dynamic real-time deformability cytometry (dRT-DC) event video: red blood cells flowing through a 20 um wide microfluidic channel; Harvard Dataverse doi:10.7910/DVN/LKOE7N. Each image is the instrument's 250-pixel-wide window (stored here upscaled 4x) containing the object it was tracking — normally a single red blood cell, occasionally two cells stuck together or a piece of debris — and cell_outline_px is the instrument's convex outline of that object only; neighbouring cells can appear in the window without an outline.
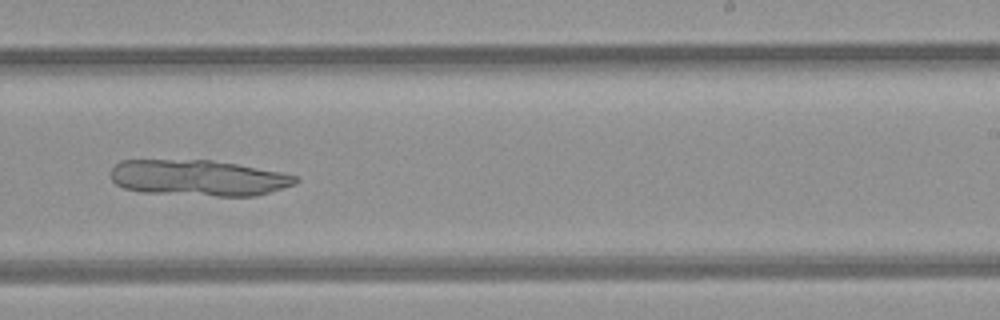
{"species": "common noctule bat (a hibernating species)", "species_latin": "Nyctalus noctula", "temperature_condition": "room temperature", "stored_images_in_passage": 9, "camera_frame_rate_fps": 3000, "um_per_image_px": 0.085, "animal": {"sex": "female", "body_mass_g": 21.9}, "frame": {"image": 1, "passage_image": 8, "time_ms": 8.0, "image_size_px": [1000, 320], "cell_outline_px": [[300, 180], [296, 184], [256, 196], [216, 196], [140, 192], [124, 188], [116, 184], [108, 176], [108, 172], [120, 160], [212, 160], [236, 164], [280, 172], [296, 176]], "centroid_in_image_um": [16.82, 15.12], "position_along_channel_um": 272.2, "area_um2": 38.96}}
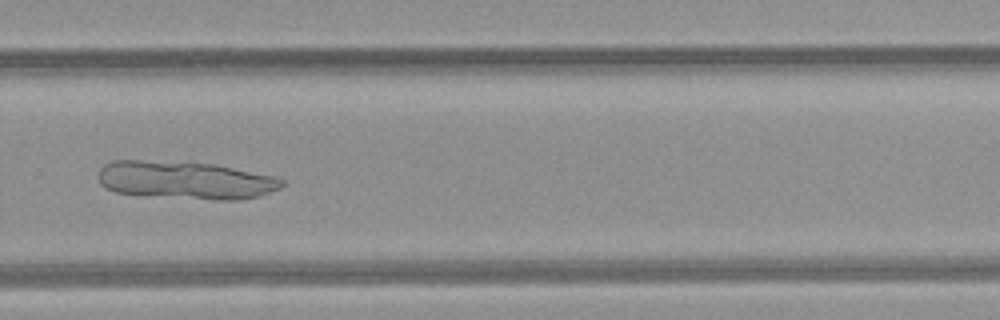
{"frame": {"image": 2, "passage_image": 9, "time_ms": 9.0, "image_size_px": [1000, 320], "cell_outline_px": [[284, 184], [280, 188], [260, 196], [236, 200], [216, 200], [116, 192], [104, 188], [100, 184], [100, 168], [104, 164], [112, 160], [192, 160], [216, 164], [276, 176], [284, 180]], "centroid_in_image_um": [15.8, 15.27], "position_along_channel_um": 314.0, "area_um2": 41.1}}